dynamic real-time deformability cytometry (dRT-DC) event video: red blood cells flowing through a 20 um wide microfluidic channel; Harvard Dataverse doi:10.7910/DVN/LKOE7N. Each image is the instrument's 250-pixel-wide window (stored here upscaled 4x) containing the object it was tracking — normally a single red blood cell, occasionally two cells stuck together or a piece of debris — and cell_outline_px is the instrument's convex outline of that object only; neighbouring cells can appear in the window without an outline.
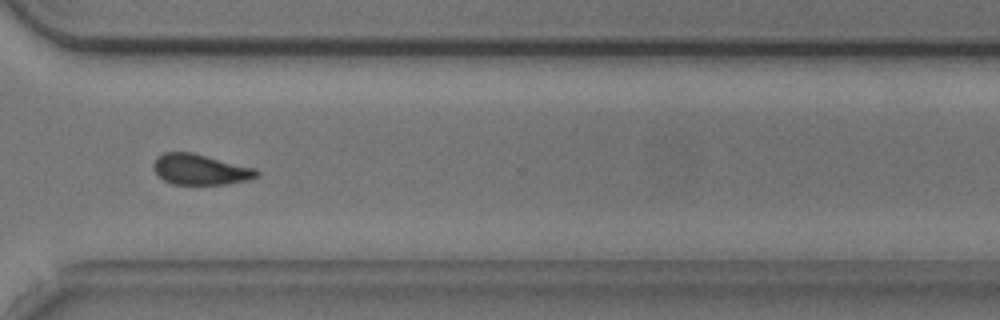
{"species": "common noctule bat (a hibernating species)", "species_latin": "Nyctalus noctula", "temperature_condition": "cold", "stored_images_in_passage": 55, "camera_frame_rate_fps": 3000, "um_per_image_px": 0.085, "animal": {"sex": "male", "body_mass_g": 20.5, "forearm_length_mm": 52.5}, "frame": {"image": 1, "passage_image": 40, "time_ms": 13.0, "image_size_px": [1000, 320], "cell_outline_px": [[260, 172], [256, 176], [248, 180], [228, 184], [172, 184], [164, 180], [152, 168], [152, 164], [156, 156], [164, 152], [192, 152], [256, 168]], "centroid_in_image_um": [17.01, 14.39], "position_along_channel_um": 353.6, "area_um2": 18.5}}
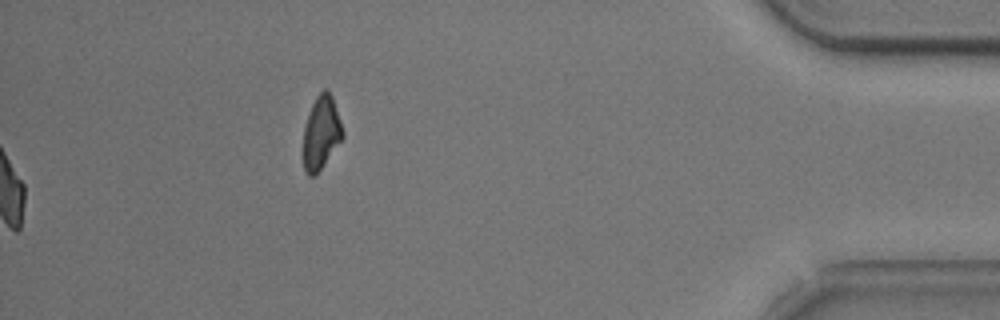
{"frame": {"image": 2, "passage_image": 55, "time_ms": 18.0, "image_size_px": [1000, 320], "cell_outline_px": [[344, 136], [316, 176], [308, 176], [304, 172], [304, 128], [312, 104], [316, 96], [324, 88], [332, 96], [344, 132]], "centroid_in_image_um": [27.3, 11.31], "position_along_channel_um": 407.9, "area_um2": 16.65}, "authors_computed_cell_mechanics": {"area_um2": 18.785, "velocity_mm_per_s": 3.7388, "shape_relaxation_time_tau1_ms": 5.8876, "shape_relaxation_time_tau2_ms": 6.4949, "deformation_change_tau1": 0.1294, "deformation_change_tau2": 0.1151}}